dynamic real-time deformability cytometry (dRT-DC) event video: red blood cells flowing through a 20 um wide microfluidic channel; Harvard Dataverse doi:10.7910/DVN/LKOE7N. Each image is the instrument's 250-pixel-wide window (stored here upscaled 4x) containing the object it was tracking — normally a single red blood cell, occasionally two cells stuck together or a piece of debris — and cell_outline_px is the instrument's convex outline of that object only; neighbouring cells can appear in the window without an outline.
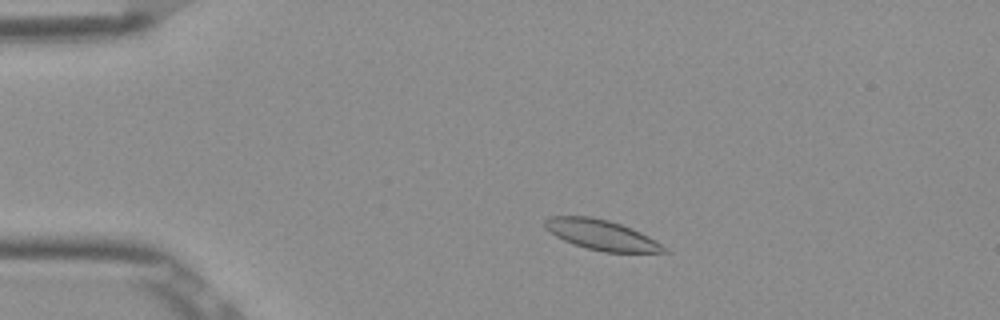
{"species": "Egyptian fruit bat (a non-hibernating species)", "species_latin": "Rousettus aegyptiacus", "temperature_condition": "room temperature", "stored_images_in_passage": 50, "camera_frame_rate_fps": 3000, "um_per_image_px": 0.085, "frame": {"image": 1, "passage_image": 8, "time_ms": 2.333, "image_size_px": [1000, 320], "cell_outline_px": [[668, 252], [604, 252], [588, 248], [564, 240], [556, 236], [544, 228], [544, 220], [548, 216], [588, 216], [608, 220], [632, 228], [648, 236], [668, 248]], "centroid_in_image_um": [51.11, 19.95], "position_along_channel_um": 33.9, "area_um2": 20.75}}
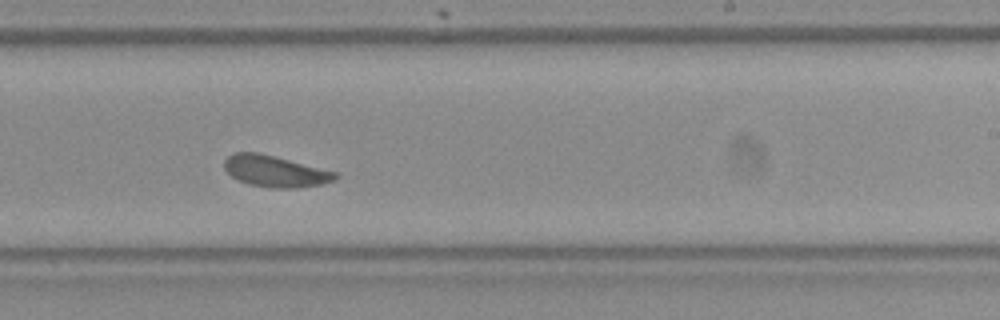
{"frame": {"image": 2, "passage_image": 30, "time_ms": 9.667, "image_size_px": [1000, 320], "cell_outline_px": [[340, 176], [336, 180], [324, 184], [296, 188], [272, 188], [248, 184], [236, 180], [224, 168], [224, 160], [228, 156], [236, 152], [256, 152], [336, 172]], "centroid_in_image_um": [23.39, 14.58], "position_along_channel_um": 265.6, "area_um2": 20.17}}
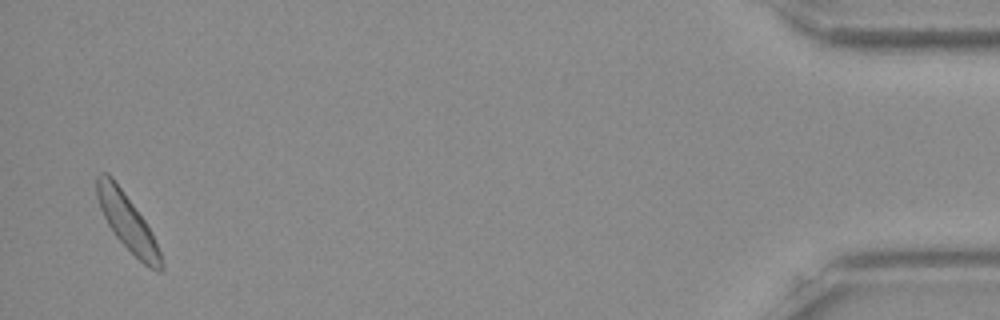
{"frame": {"image": 3, "passage_image": 49, "time_ms": 16.0, "image_size_px": [1000, 320], "cell_outline_px": [[164, 268], [160, 272], [156, 272], [148, 268], [112, 232], [100, 208], [96, 196], [96, 176], [100, 172], [108, 172], [112, 176], [144, 220], [152, 232], [160, 252], [164, 264]], "centroid_in_image_um": [10.82, 18.89], "position_along_channel_um": 424.4, "area_um2": 20.92}, "authors_computed_cell_mechanics": {"area_um2": 20.5768, "velocity_mm_per_s": 3.821, "shape_relaxation_time_tau1_ms": 4.3056, "shape_relaxation_time_tau2_ms": null, "deformation_change_tau1": 0.0985, "deformation_change_tau2": null}}